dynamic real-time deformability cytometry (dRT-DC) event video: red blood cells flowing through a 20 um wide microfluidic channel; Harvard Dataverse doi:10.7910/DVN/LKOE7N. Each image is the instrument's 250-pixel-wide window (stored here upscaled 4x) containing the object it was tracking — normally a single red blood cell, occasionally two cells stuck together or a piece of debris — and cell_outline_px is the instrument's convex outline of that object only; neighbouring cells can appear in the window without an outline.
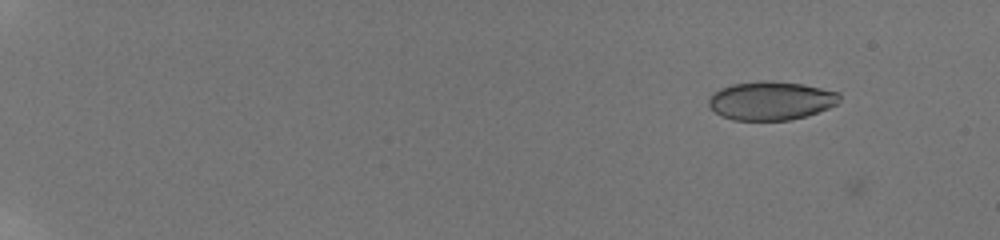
{"species": "human", "species_latin": "Homo sapiens", "temperature_condition": "room temperature", "stored_images_in_passage": 54, "camera_frame_rate_fps": 3000, "um_per_image_px": 0.085, "donor": {"sex": "male"}, "frame": {"image": 1, "passage_image": 3, "time_ms": 0.333, "image_size_px": [1000, 240], "cell_outline_px": [[840, 100], [836, 104], [828, 108], [804, 116], [788, 120], [732, 120], [720, 116], [708, 104], [708, 100], [712, 92], [720, 88], [732, 84], [760, 80], [768, 80], [804, 84], [840, 92]], "centroid_in_image_um": [65.51, 8.54], "position_along_channel_um": 19.5, "area_um2": 29.59}}
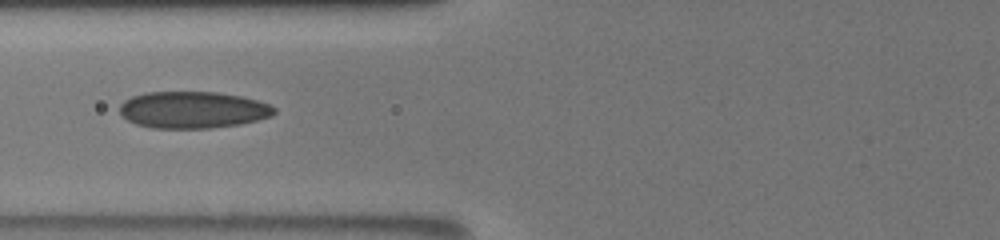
{"frame": {"image": 2, "passage_image": 23, "time_ms": 7.333, "image_size_px": [1000, 240], "cell_outline_px": [[276, 112], [272, 116], [240, 124], [212, 128], [152, 128], [136, 124], [128, 120], [120, 112], [120, 104], [124, 100], [132, 96], [144, 92], [216, 92], [244, 96], [268, 104], [276, 108]], "centroid_in_image_um": [16.4, 9.33], "position_along_channel_um": 109.4, "area_um2": 33.23}}
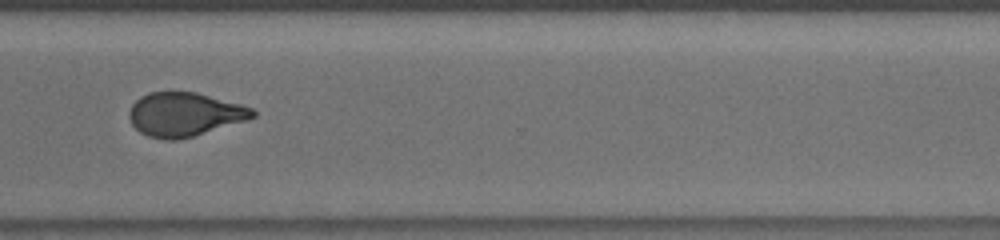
{"frame": {"image": 3, "passage_image": 43, "time_ms": 13.667, "image_size_px": [1000, 240], "cell_outline_px": [[256, 116], [244, 120], [192, 136], [176, 140], [164, 140], [148, 136], [140, 132], [132, 124], [128, 116], [128, 112], [132, 104], [140, 96], [148, 92], [196, 92], [240, 104], [252, 108], [256, 112]], "centroid_in_image_um": [15.63, 9.71], "position_along_channel_um": 355.0, "area_um2": 31.21}, "authors_computed_cell_mechanics": {"area_um2": 31.3276, "velocity_mm_per_s": 3.872, "shape_relaxation_time_tau1_ms": null, "shape_relaxation_time_tau2_ms": 1.372, "deformation_change_tau1": null, "deformation_change_tau2": 0.0754}}